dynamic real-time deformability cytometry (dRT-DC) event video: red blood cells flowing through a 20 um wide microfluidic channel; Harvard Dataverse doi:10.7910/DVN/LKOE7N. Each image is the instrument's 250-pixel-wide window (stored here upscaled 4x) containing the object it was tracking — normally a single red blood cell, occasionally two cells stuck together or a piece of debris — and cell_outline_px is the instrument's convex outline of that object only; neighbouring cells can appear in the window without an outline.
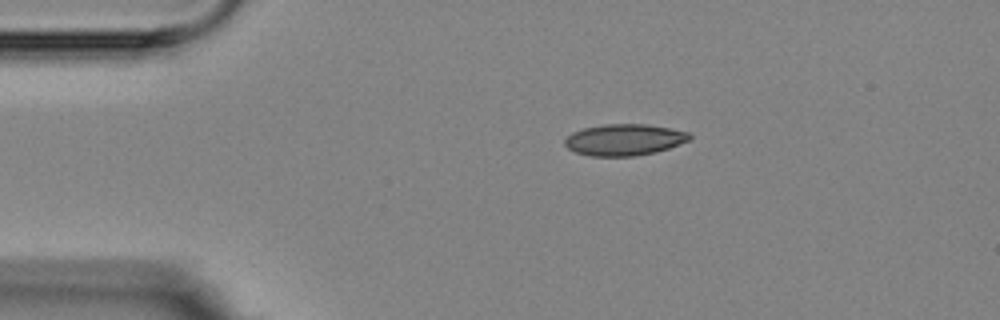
{"species": "Egyptian fruit bat (a non-hibernating species)", "species_latin": "Rousettus aegyptiacus", "temperature_condition": "room temperature", "stored_images_in_passage": 4, "camera_frame_rate_fps": 3000, "um_per_image_px": 0.085, "animal": {"sex": "female"}, "frame": {"image": 1, "passage_image": 1, "time_ms": 0.0, "image_size_px": [1000, 320], "cell_outline_px": [[692, 136], [688, 140], [668, 148], [656, 152], [632, 156], [592, 156], [576, 152], [568, 148], [564, 144], [564, 140], [572, 132], [584, 128], [604, 124], [648, 124], [688, 132]], "centroid_in_image_um": [53.04, 11.87], "position_along_channel_um": 32.0, "area_um2": 22.66}}
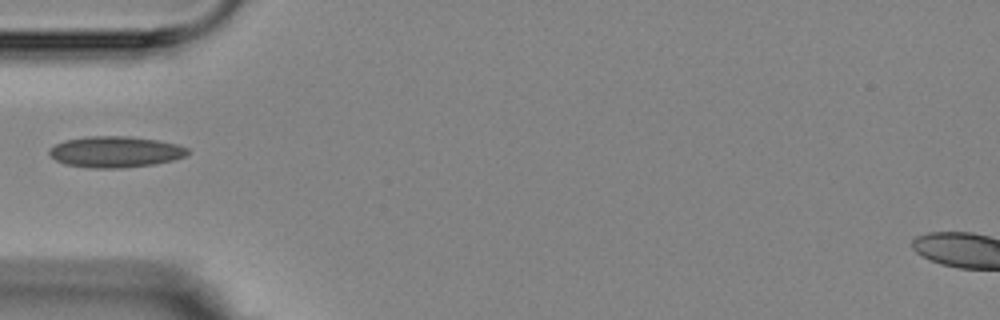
{"frame": {"image": 2, "passage_image": 3, "time_ms": 2.333, "image_size_px": [1000, 320], "cell_outline_px": [[188, 152], [184, 156], [172, 160], [156, 164], [120, 168], [88, 168], [64, 164], [56, 160], [48, 152], [48, 148], [64, 140], [84, 136], [128, 136], [160, 140], [176, 144], [188, 148]], "centroid_in_image_um": [9.77, 12.9], "position_along_channel_um": 75.2, "area_um2": 25.26}}
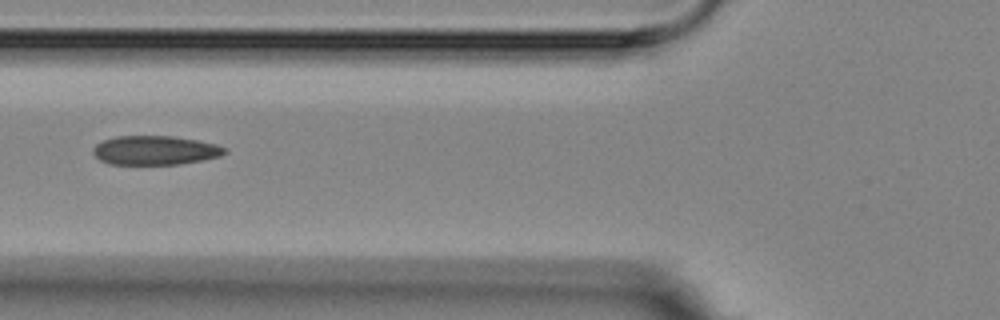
{"frame": {"image": 3, "passage_image": 4, "time_ms": 3.333, "image_size_px": [1000, 320], "cell_outline_px": [[228, 152], [220, 156], [180, 164], [108, 164], [100, 160], [92, 152], [92, 148], [100, 140], [116, 136], [172, 136], [200, 140], [216, 144], [228, 148]], "centroid_in_image_um": [13.18, 12.76], "position_along_channel_um": 112.6, "area_um2": 22.54}}